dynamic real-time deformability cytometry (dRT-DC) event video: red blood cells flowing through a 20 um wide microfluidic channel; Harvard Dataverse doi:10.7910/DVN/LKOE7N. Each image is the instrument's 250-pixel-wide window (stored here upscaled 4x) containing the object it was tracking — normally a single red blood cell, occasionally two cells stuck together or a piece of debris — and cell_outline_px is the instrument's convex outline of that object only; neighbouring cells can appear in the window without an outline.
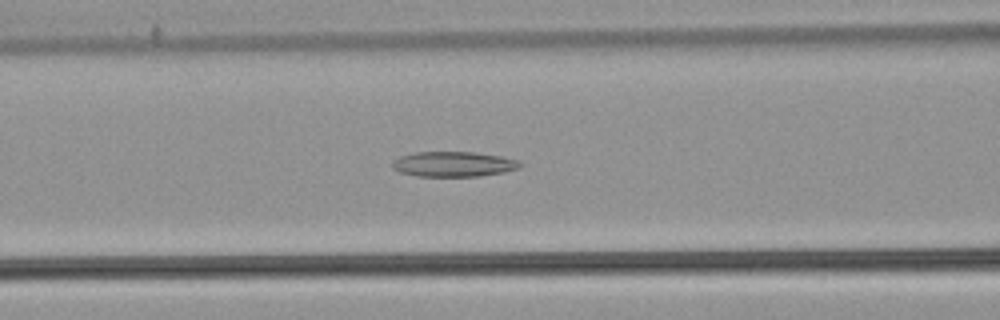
{"species": "common noctule bat (a hibernating species)", "species_latin": "Nyctalus noctula", "temperature_condition": "warm", "stored_images_in_passage": 55, "camera_frame_rate_fps": 3000, "um_per_image_px": 0.085, "animal": {"sex": "male", "body_mass_g": 21.5, "forearm_length_mm": 52.0}, "frame": {"image": 1, "passage_image": 23, "time_ms": 7.333, "image_size_px": [1000, 320], "cell_outline_px": [[524, 164], [520, 168], [504, 172], [480, 176], [416, 176], [400, 172], [392, 168], [392, 164], [400, 156], [416, 152], [472, 152], [500, 156], [520, 160]], "centroid_in_image_um": [38.6, 13.95], "position_along_channel_um": 128.0, "area_um2": 18.73}}
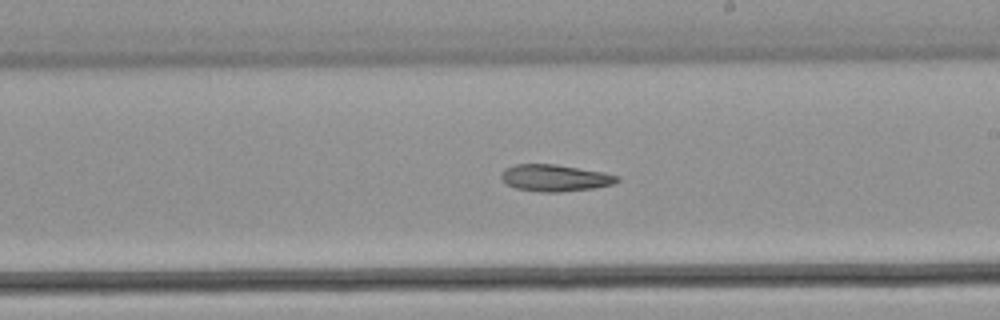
{"frame": {"image": 2, "passage_image": 32, "time_ms": 10.333, "image_size_px": [1000, 320], "cell_outline_px": [[620, 180], [616, 184], [596, 188], [560, 192], [540, 192], [516, 188], [504, 184], [500, 176], [500, 172], [504, 168], [516, 164], [556, 164], [604, 172], [620, 176]], "centroid_in_image_um": [47.18, 15.12], "position_along_channel_um": 241.8, "area_um2": 18.5}}
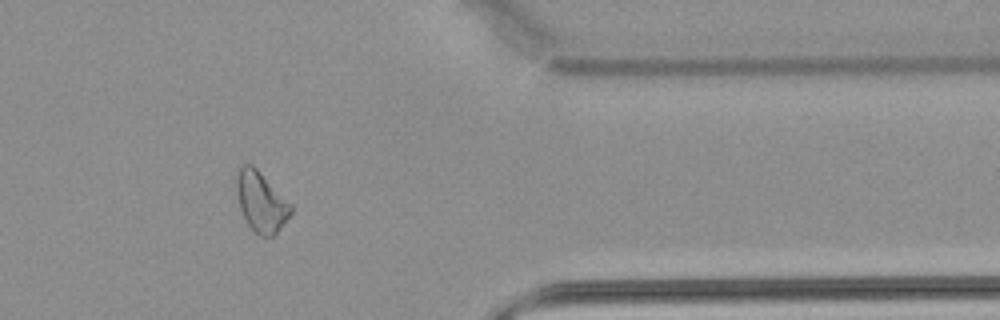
{"frame": {"image": 3, "passage_image": 45, "time_ms": 14.667, "image_size_px": [1000, 320], "cell_outline_px": [[292, 212], [276, 232], [272, 236], [260, 236], [248, 224], [240, 208], [236, 188], [236, 172], [244, 164], [252, 164], [292, 204]], "centroid_in_image_um": [22.18, 17.12], "position_along_channel_um": 389.2, "area_um2": 18.67}}